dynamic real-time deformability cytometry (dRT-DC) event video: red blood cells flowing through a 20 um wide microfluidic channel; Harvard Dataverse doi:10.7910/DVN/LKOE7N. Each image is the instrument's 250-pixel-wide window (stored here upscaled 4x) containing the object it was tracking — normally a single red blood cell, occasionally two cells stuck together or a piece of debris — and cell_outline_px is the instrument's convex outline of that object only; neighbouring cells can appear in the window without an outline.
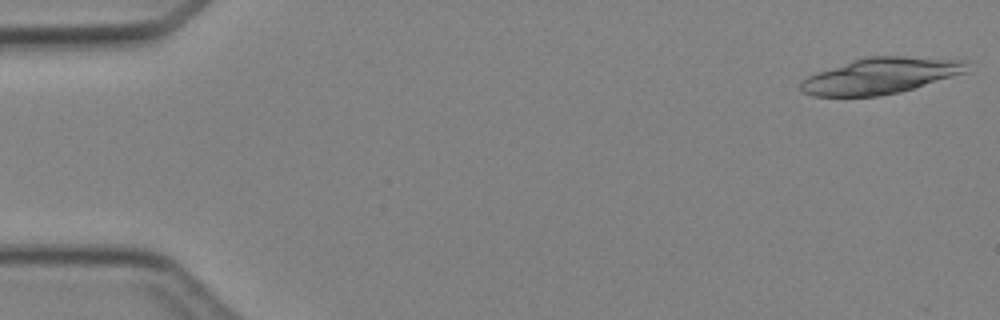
{"species": "Egyptian fruit bat (a non-hibernating species)", "species_latin": "Rousettus aegyptiacus", "temperature_condition": "cold", "stored_images_in_passage": 5, "camera_frame_rate_fps": 3000, "um_per_image_px": 0.085, "animal": {"sex": "female"}, "frame": {"image": 1, "passage_image": 1, "time_ms": 0.0, "image_size_px": [1000, 320], "cell_outline_px": [[972, 60], [968, 72], [900, 92], [880, 96], [812, 96], [800, 92], [800, 80], [816, 72], [864, 56], [904, 56]], "centroid_in_image_um": [74.88, 6.43], "position_along_channel_um": 10.1, "area_um2": 35.43}}